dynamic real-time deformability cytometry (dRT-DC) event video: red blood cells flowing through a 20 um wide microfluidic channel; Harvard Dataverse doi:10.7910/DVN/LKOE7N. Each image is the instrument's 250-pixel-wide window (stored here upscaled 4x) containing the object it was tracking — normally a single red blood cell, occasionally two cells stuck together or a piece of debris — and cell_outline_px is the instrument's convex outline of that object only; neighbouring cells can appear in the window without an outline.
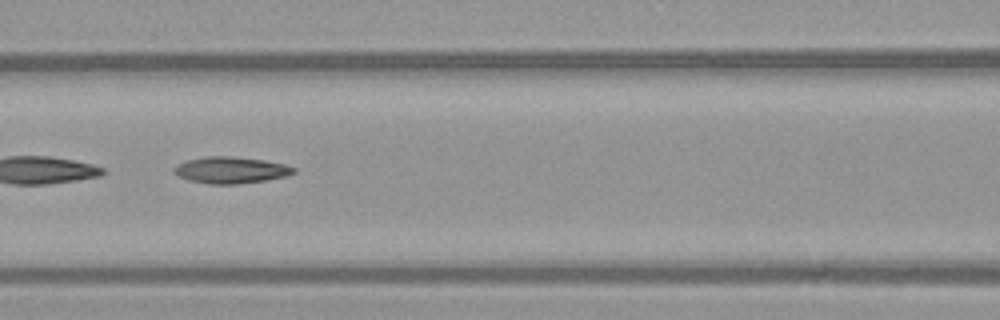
{"species": "common noctule bat (a hibernating species)", "species_latin": "Nyctalus noctula", "temperature_condition": "warm", "stored_images_in_passage": 51, "segment_of_instrument_passage": [2, 2], "camera_frame_rate_fps": 3000, "um_per_image_px": 0.085, "animal": {"sex": "female", "body_mass_g": 21.9}, "frame": {"image": 1, "passage_image": 24, "time_ms": 7.667, "image_size_px": [1000, 320], "cell_outline_px": [[296, 172], [288, 176], [264, 180], [236, 184], [208, 184], [188, 180], [176, 176], [172, 172], [172, 168], [176, 164], [188, 160], [204, 156], [232, 156], [264, 160], [284, 164], [296, 168]], "centroid_in_image_um": [19.57, 14.45], "position_along_channel_um": 147.0, "area_um2": 18.73}}
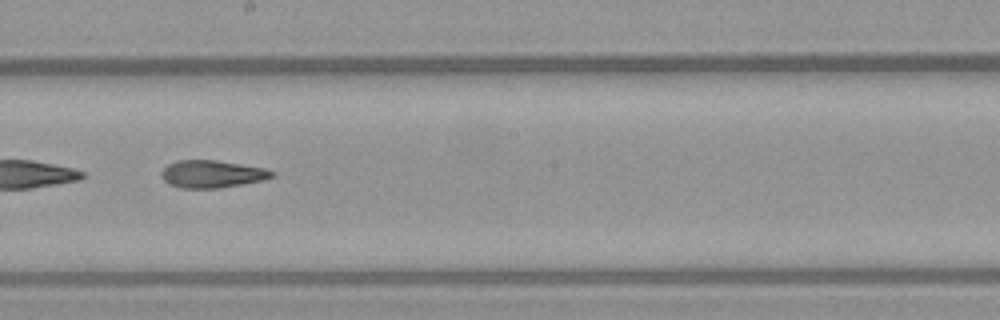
{"frame": {"image": 2, "passage_image": 30, "time_ms": 9.667, "image_size_px": [1000, 320], "cell_outline_px": [[276, 176], [264, 180], [220, 188], [180, 188], [168, 184], [160, 176], [160, 172], [168, 164], [180, 160], [216, 160], [264, 168], [276, 172]], "centroid_in_image_um": [18.02, 14.8], "position_along_channel_um": 230.2, "area_um2": 17.8}}
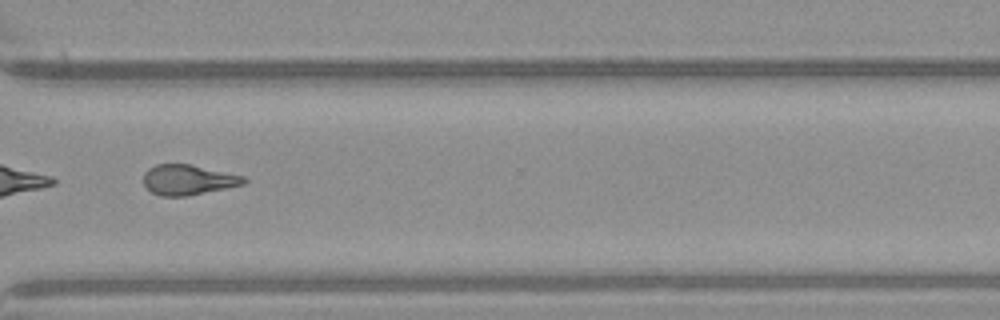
{"frame": {"image": 3, "passage_image": 39, "time_ms": 12.667, "image_size_px": [1000, 320], "cell_outline_px": [[248, 180], [244, 184], [188, 196], [160, 196], [152, 192], [144, 184], [144, 172], [148, 168], [156, 164], [192, 164], [244, 176]], "centroid_in_image_um": [15.99, 15.27], "position_along_channel_um": 354.6, "area_um2": 17.69}}